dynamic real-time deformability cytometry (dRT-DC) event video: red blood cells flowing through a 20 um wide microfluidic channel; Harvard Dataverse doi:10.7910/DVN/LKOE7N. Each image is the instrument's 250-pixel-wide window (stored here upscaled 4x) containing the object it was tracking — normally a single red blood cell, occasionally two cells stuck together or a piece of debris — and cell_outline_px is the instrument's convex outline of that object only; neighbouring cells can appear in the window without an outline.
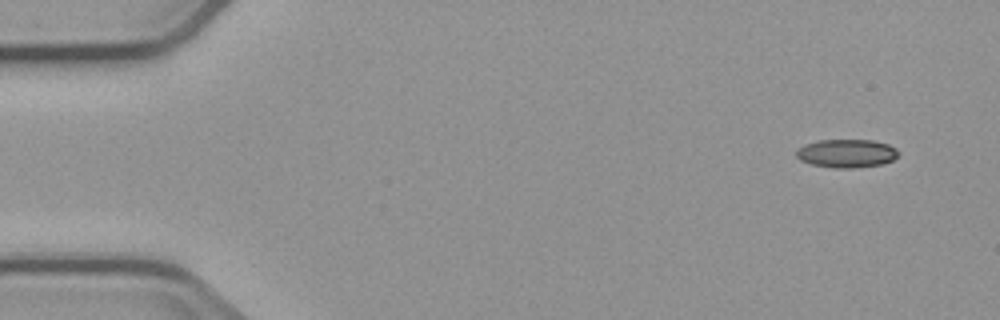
{"species": "common noctule bat (a hibernating species)", "species_latin": "Nyctalus noctula", "temperature_condition": "cold", "stored_images_in_passage": 6, "camera_frame_rate_fps": 3000, "um_per_image_px": 0.085, "animal": {"sex": "male", "body_mass_g": 23.1, "forearm_length_mm": 52.7}, "frame": {"image": 1, "passage_image": 1, "time_ms": 0.0, "image_size_px": [1000, 320], "cell_outline_px": [[900, 152], [892, 160], [880, 164], [852, 168], [832, 168], [812, 164], [800, 160], [796, 156], [796, 148], [804, 144], [820, 140], [872, 140], [888, 144], [896, 148]], "centroid_in_image_um": [71.93, 13.03], "position_along_channel_um": 13.1, "area_um2": 16.88}}
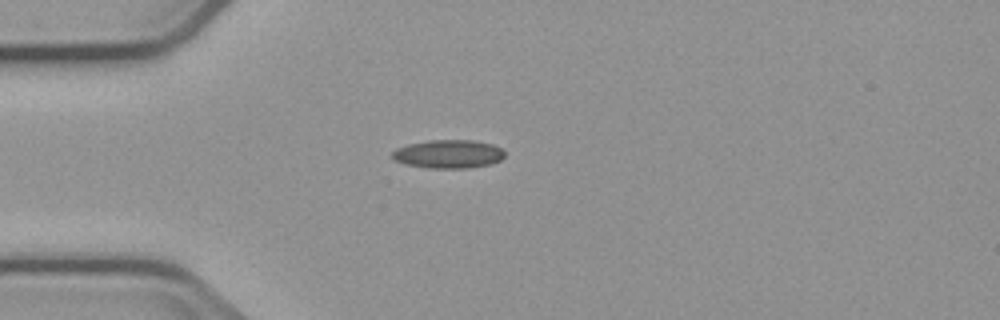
{"frame": {"image": 2, "passage_image": 4, "time_ms": 3.667, "image_size_px": [1000, 320], "cell_outline_px": [[504, 156], [500, 160], [488, 164], [468, 168], [428, 168], [408, 164], [396, 160], [392, 156], [392, 152], [396, 148], [408, 144], [428, 140], [472, 140], [492, 144], [500, 148], [504, 152]], "centroid_in_image_um": [38.11, 13.08], "position_along_channel_um": 46.9, "area_um2": 18.44}}
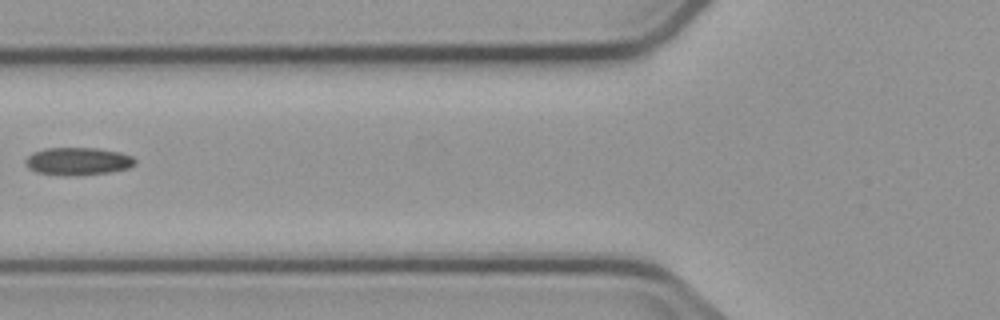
{"frame": {"image": 3, "passage_image": 6, "time_ms": 6.0, "image_size_px": [1000, 320], "cell_outline_px": [[136, 164], [128, 168], [108, 172], [76, 176], [64, 176], [36, 172], [28, 168], [24, 164], [24, 160], [32, 152], [48, 148], [96, 148], [120, 152], [132, 156], [136, 160]], "centroid_in_image_um": [6.6, 13.71], "position_along_channel_um": 119.2, "area_um2": 17.86}}